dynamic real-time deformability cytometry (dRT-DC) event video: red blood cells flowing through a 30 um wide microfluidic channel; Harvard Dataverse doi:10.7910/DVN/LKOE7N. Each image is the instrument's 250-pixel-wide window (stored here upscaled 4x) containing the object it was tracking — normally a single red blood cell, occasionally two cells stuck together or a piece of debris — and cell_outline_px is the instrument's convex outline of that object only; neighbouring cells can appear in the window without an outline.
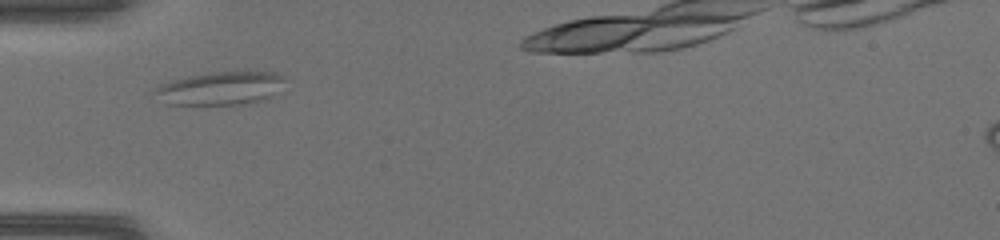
{"species": "common noctule bat (a hibernating species)", "species_latin": "Nyctalus noctula", "temperature_condition": "warm", "stored_images_in_passage": 6, "camera_frame_rate_fps": 3000, "um_per_image_px": 0.085, "animal": {"sex": "female", "body_mass_g": 17.0, "forearm_length_mm": 48.0}, "frame": {"image": 1, "passage_image": 1, "time_ms": 0.0, "image_size_px": [1000, 240], "cell_outline_px": [[284, 80], [264, 100], [240, 104], [164, 104], [152, 92], [160, 84], [172, 80], [188, 76], [212, 72], [272, 72], [280, 76]], "centroid_in_image_um": [18.6, 7.51], "position_along_channel_um": 66.4, "area_um2": 24.51}}
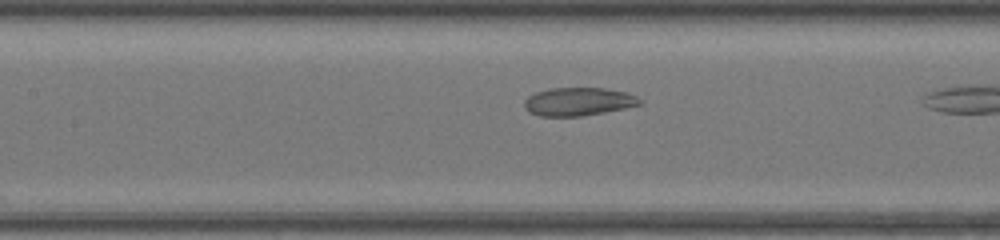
{"frame": {"image": 2, "passage_image": 5, "time_ms": 1.333, "image_size_px": [1000, 240], "cell_outline_px": [[644, 100], [640, 104], [624, 108], [604, 112], [580, 116], [540, 116], [528, 112], [524, 108], [524, 100], [528, 96], [536, 92], [552, 88], [604, 88], [624, 92], [636, 96]], "centroid_in_image_um": [49.13, 8.64], "position_along_channel_um": 158.3, "area_um2": 18.9}}